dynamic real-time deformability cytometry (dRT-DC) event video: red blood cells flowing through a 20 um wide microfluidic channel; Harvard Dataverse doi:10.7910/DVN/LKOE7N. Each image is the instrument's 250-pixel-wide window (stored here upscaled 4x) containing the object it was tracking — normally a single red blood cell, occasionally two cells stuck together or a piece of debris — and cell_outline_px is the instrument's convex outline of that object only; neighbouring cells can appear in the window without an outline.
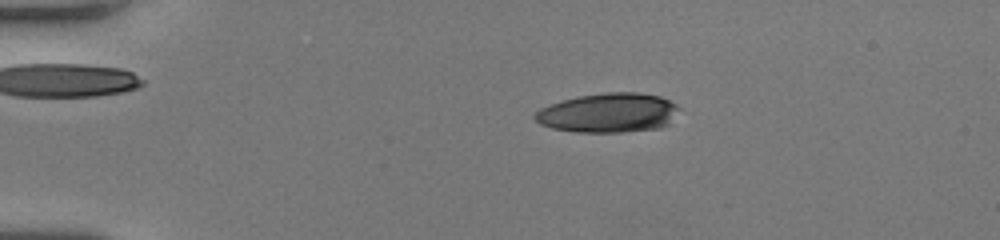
{"species": "human", "species_latin": "Homo sapiens", "temperature_condition": "room temperature", "stored_images_in_passage": 40, "camera_frame_rate_fps": 3000, "um_per_image_px": 0.085, "donor": {"sex": "female"}, "frame": {"image": 1, "passage_image": 8, "time_ms": 2.333, "image_size_px": [1000, 240], "cell_outline_px": [[680, 108], [668, 124], [660, 128], [624, 132], [576, 132], [552, 128], [540, 124], [532, 116], [540, 108], [560, 100], [576, 96], [608, 92], [640, 92], [660, 96], [676, 104]], "centroid_in_image_um": [51.7, 9.58], "position_along_channel_um": 33.3, "area_um2": 33.29}}
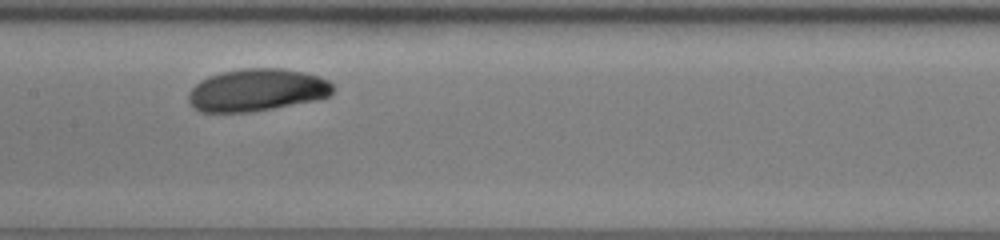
{"frame": {"image": 2, "passage_image": 24, "time_ms": 7.667, "image_size_px": [1000, 240], "cell_outline_px": [[332, 92], [328, 96], [316, 100], [252, 112], [200, 112], [192, 108], [188, 100], [188, 92], [200, 80], [208, 76], [220, 72], [240, 68], [284, 68], [304, 72], [320, 76], [328, 80], [332, 84]], "centroid_in_image_um": [21.8, 7.65], "position_along_channel_um": 185.6, "area_um2": 36.01}}
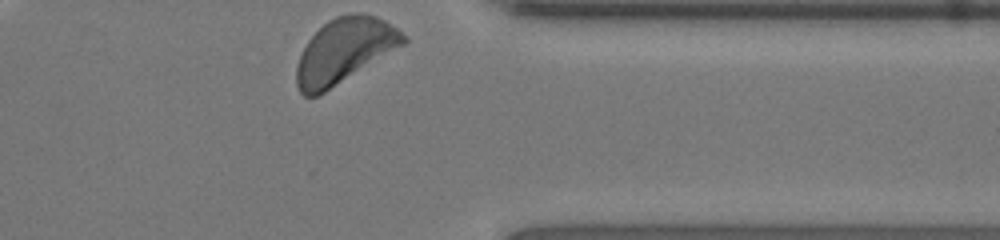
{"frame": {"image": 3, "passage_image": 40, "time_ms": 13.0, "image_size_px": [1000, 240], "cell_outline_px": [[408, 40], [404, 44], [324, 92], [316, 96], [304, 96], [300, 92], [296, 84], [296, 68], [300, 56], [308, 40], [328, 20], [336, 16], [352, 12], [364, 12], [376, 16], [384, 20], [408, 36]], "centroid_in_image_um": [29.27, 4.28], "position_along_channel_um": 382.1, "area_um2": 39.82}, "authors_computed_cell_mechanics": {"area_um2": 35.7782, "velocity_mm_per_s": 3.8143, "shape_relaxation_time_tau1_ms": 1.2635, "shape_relaxation_time_tau2_ms": null, "deformation_change_tau1": 0.1143, "deformation_change_tau2": null}}